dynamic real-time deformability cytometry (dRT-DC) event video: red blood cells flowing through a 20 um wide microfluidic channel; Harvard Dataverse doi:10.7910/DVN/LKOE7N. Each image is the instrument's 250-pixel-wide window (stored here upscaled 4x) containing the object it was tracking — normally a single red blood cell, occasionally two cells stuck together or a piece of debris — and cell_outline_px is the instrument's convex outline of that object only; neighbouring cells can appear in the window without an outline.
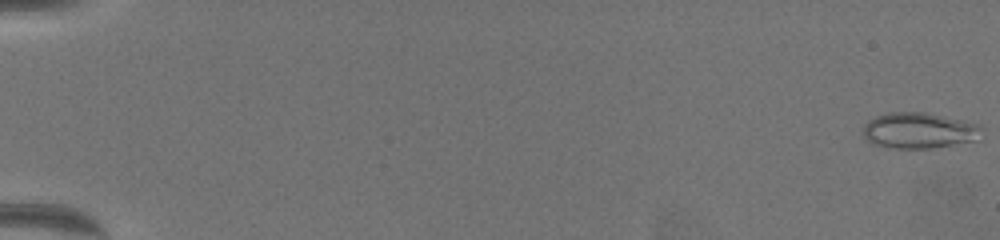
{"species": "common noctule bat (a hibernating species)", "species_latin": "Nyctalus noctula", "temperature_condition": "warm", "stored_images_in_passage": 65, "camera_frame_rate_fps": 3000, "um_per_image_px": 0.085, "animal": {"sex": "female", "body_mass_g": 19.5, "forearm_length_mm": 54.1}, "frame": {"image": 1, "passage_image": 1, "time_ms": 0.0, "image_size_px": [1000, 240], "cell_outline_px": [[984, 128], [980, 140], [932, 148], [896, 148], [876, 144], [868, 140], [864, 136], [864, 124], [868, 120], [876, 116], [888, 112], [924, 112], [980, 124]], "centroid_in_image_um": [78.19, 11.09], "position_along_channel_um": 6.8, "area_um2": 24.85}}
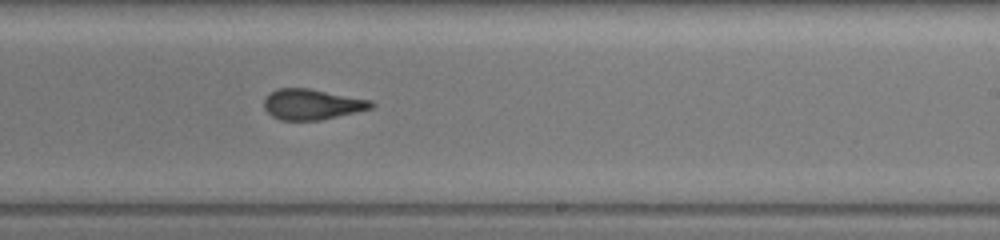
{"frame": {"image": 2, "passage_image": 42, "time_ms": 13.667, "image_size_px": [1000, 240], "cell_outline_px": [[376, 104], [372, 108], [356, 112], [320, 120], [280, 120], [272, 116], [264, 108], [264, 100], [272, 92], [280, 88], [308, 88], [372, 100]], "centroid_in_image_um": [26.54, 8.87], "position_along_channel_um": 262.5, "area_um2": 18.96}}
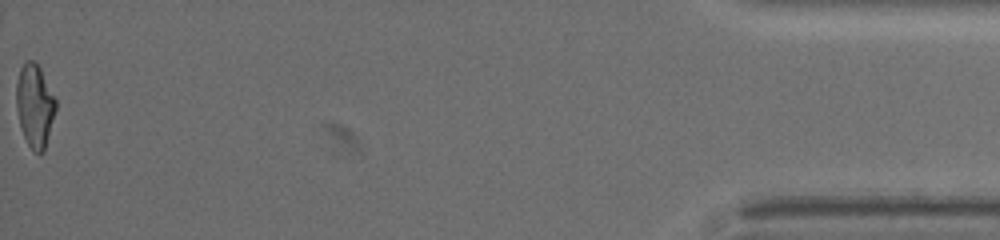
{"frame": {"image": 3, "passage_image": 65, "time_ms": 21.333, "image_size_px": [1000, 240], "cell_outline_px": [[56, 108], [44, 152], [32, 152], [20, 128], [16, 108], [16, 84], [20, 68], [24, 60], [32, 60], [40, 68], [56, 100]], "centroid_in_image_um": [2.93, 8.98], "position_along_channel_um": 432.3, "area_um2": 19.07}, "authors_computed_cell_mechanics": {"area_um2": 19.5364, "velocity_mm_per_s": 3.3667, "shape_relaxation_time_tau1_ms": 8.4842, "shape_relaxation_time_tau2_ms": 1.7585, "deformation_change_tau1": 0.2501, "deformation_change_tau2": 0.1068}}